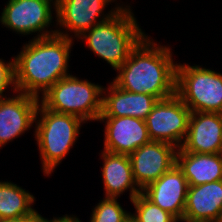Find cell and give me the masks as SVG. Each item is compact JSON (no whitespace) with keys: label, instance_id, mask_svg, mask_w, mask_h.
<instances>
[{"label":"cell","instance_id":"cell-9","mask_svg":"<svg viewBox=\"0 0 222 222\" xmlns=\"http://www.w3.org/2000/svg\"><path fill=\"white\" fill-rule=\"evenodd\" d=\"M115 0H56V24L66 28V33L57 29L56 34L67 38V30L79 38L85 31L90 30L96 24L108 20L121 7H115L104 15L105 7ZM103 12V14H102ZM102 15V16H101ZM102 17V18H101ZM100 18V19H99ZM99 19V21H98Z\"/></svg>","mask_w":222,"mask_h":222},{"label":"cell","instance_id":"cell-7","mask_svg":"<svg viewBox=\"0 0 222 222\" xmlns=\"http://www.w3.org/2000/svg\"><path fill=\"white\" fill-rule=\"evenodd\" d=\"M190 114V109L176 94L158 100L145 119L150 140L166 142L179 149L188 131Z\"/></svg>","mask_w":222,"mask_h":222},{"label":"cell","instance_id":"cell-4","mask_svg":"<svg viewBox=\"0 0 222 222\" xmlns=\"http://www.w3.org/2000/svg\"><path fill=\"white\" fill-rule=\"evenodd\" d=\"M35 121L34 133L43 173L49 176L69 153L78 139L81 124L85 122L75 115L49 110L42 103L38 106Z\"/></svg>","mask_w":222,"mask_h":222},{"label":"cell","instance_id":"cell-16","mask_svg":"<svg viewBox=\"0 0 222 222\" xmlns=\"http://www.w3.org/2000/svg\"><path fill=\"white\" fill-rule=\"evenodd\" d=\"M109 85L108 89L105 87L102 91V94L106 97L102 95V112L100 117L129 116L145 121L154 105L158 102V99L152 95L122 90L113 82Z\"/></svg>","mask_w":222,"mask_h":222},{"label":"cell","instance_id":"cell-11","mask_svg":"<svg viewBox=\"0 0 222 222\" xmlns=\"http://www.w3.org/2000/svg\"><path fill=\"white\" fill-rule=\"evenodd\" d=\"M0 99V148L28 131L34 124L40 98L15 92Z\"/></svg>","mask_w":222,"mask_h":222},{"label":"cell","instance_id":"cell-2","mask_svg":"<svg viewBox=\"0 0 222 222\" xmlns=\"http://www.w3.org/2000/svg\"><path fill=\"white\" fill-rule=\"evenodd\" d=\"M171 48L154 43L145 36L117 69L112 81L117 87L133 93L152 95L158 100L176 94V68Z\"/></svg>","mask_w":222,"mask_h":222},{"label":"cell","instance_id":"cell-19","mask_svg":"<svg viewBox=\"0 0 222 222\" xmlns=\"http://www.w3.org/2000/svg\"><path fill=\"white\" fill-rule=\"evenodd\" d=\"M35 197L13 182L0 181V219L39 217L32 208Z\"/></svg>","mask_w":222,"mask_h":222},{"label":"cell","instance_id":"cell-25","mask_svg":"<svg viewBox=\"0 0 222 222\" xmlns=\"http://www.w3.org/2000/svg\"><path fill=\"white\" fill-rule=\"evenodd\" d=\"M127 222H136L135 220H133L131 217L127 220Z\"/></svg>","mask_w":222,"mask_h":222},{"label":"cell","instance_id":"cell-23","mask_svg":"<svg viewBox=\"0 0 222 222\" xmlns=\"http://www.w3.org/2000/svg\"><path fill=\"white\" fill-rule=\"evenodd\" d=\"M37 222H81V220L75 217L74 215L73 216L64 215L63 217H55V218L53 217V219L48 220L42 217L40 214Z\"/></svg>","mask_w":222,"mask_h":222},{"label":"cell","instance_id":"cell-6","mask_svg":"<svg viewBox=\"0 0 222 222\" xmlns=\"http://www.w3.org/2000/svg\"><path fill=\"white\" fill-rule=\"evenodd\" d=\"M176 95L191 112L222 114V74L188 64H177Z\"/></svg>","mask_w":222,"mask_h":222},{"label":"cell","instance_id":"cell-17","mask_svg":"<svg viewBox=\"0 0 222 222\" xmlns=\"http://www.w3.org/2000/svg\"><path fill=\"white\" fill-rule=\"evenodd\" d=\"M103 168L102 178L105 197L118 198L123 192L130 189V201L142 190L136 184L129 155L115 154L102 151Z\"/></svg>","mask_w":222,"mask_h":222},{"label":"cell","instance_id":"cell-12","mask_svg":"<svg viewBox=\"0 0 222 222\" xmlns=\"http://www.w3.org/2000/svg\"><path fill=\"white\" fill-rule=\"evenodd\" d=\"M188 187L183 171L175 164L159 179L147 185L142 190V194L182 222Z\"/></svg>","mask_w":222,"mask_h":222},{"label":"cell","instance_id":"cell-18","mask_svg":"<svg viewBox=\"0 0 222 222\" xmlns=\"http://www.w3.org/2000/svg\"><path fill=\"white\" fill-rule=\"evenodd\" d=\"M176 164L189 186L222 180V153H190L177 150Z\"/></svg>","mask_w":222,"mask_h":222},{"label":"cell","instance_id":"cell-10","mask_svg":"<svg viewBox=\"0 0 222 222\" xmlns=\"http://www.w3.org/2000/svg\"><path fill=\"white\" fill-rule=\"evenodd\" d=\"M178 148L162 141H150L129 155L133 177L143 190L176 164Z\"/></svg>","mask_w":222,"mask_h":222},{"label":"cell","instance_id":"cell-22","mask_svg":"<svg viewBox=\"0 0 222 222\" xmlns=\"http://www.w3.org/2000/svg\"><path fill=\"white\" fill-rule=\"evenodd\" d=\"M12 87L15 93L14 85V59L6 63L3 59L0 58V99L5 98L3 95L8 87Z\"/></svg>","mask_w":222,"mask_h":222},{"label":"cell","instance_id":"cell-15","mask_svg":"<svg viewBox=\"0 0 222 222\" xmlns=\"http://www.w3.org/2000/svg\"><path fill=\"white\" fill-rule=\"evenodd\" d=\"M182 222H222V180L188 187Z\"/></svg>","mask_w":222,"mask_h":222},{"label":"cell","instance_id":"cell-20","mask_svg":"<svg viewBox=\"0 0 222 222\" xmlns=\"http://www.w3.org/2000/svg\"><path fill=\"white\" fill-rule=\"evenodd\" d=\"M131 202L136 210L130 217L136 222H179L175 216L153 204L142 193Z\"/></svg>","mask_w":222,"mask_h":222},{"label":"cell","instance_id":"cell-5","mask_svg":"<svg viewBox=\"0 0 222 222\" xmlns=\"http://www.w3.org/2000/svg\"><path fill=\"white\" fill-rule=\"evenodd\" d=\"M103 86L69 75L42 95L41 103L57 113L72 114L84 122L97 121L102 112Z\"/></svg>","mask_w":222,"mask_h":222},{"label":"cell","instance_id":"cell-3","mask_svg":"<svg viewBox=\"0 0 222 222\" xmlns=\"http://www.w3.org/2000/svg\"><path fill=\"white\" fill-rule=\"evenodd\" d=\"M144 33L130 6H121L108 20L85 31L79 39L85 40L94 54L117 70L146 36Z\"/></svg>","mask_w":222,"mask_h":222},{"label":"cell","instance_id":"cell-21","mask_svg":"<svg viewBox=\"0 0 222 222\" xmlns=\"http://www.w3.org/2000/svg\"><path fill=\"white\" fill-rule=\"evenodd\" d=\"M130 214L121 207L117 198L105 197L93 208L90 222H127Z\"/></svg>","mask_w":222,"mask_h":222},{"label":"cell","instance_id":"cell-8","mask_svg":"<svg viewBox=\"0 0 222 222\" xmlns=\"http://www.w3.org/2000/svg\"><path fill=\"white\" fill-rule=\"evenodd\" d=\"M51 4L56 11V0H8L0 23L21 35L38 32L34 38L54 35L57 30L48 31L53 20Z\"/></svg>","mask_w":222,"mask_h":222},{"label":"cell","instance_id":"cell-24","mask_svg":"<svg viewBox=\"0 0 222 222\" xmlns=\"http://www.w3.org/2000/svg\"><path fill=\"white\" fill-rule=\"evenodd\" d=\"M39 217H20L15 219H0V222H37Z\"/></svg>","mask_w":222,"mask_h":222},{"label":"cell","instance_id":"cell-1","mask_svg":"<svg viewBox=\"0 0 222 222\" xmlns=\"http://www.w3.org/2000/svg\"><path fill=\"white\" fill-rule=\"evenodd\" d=\"M73 38L59 34L33 38L14 57L15 92L40 98L68 72Z\"/></svg>","mask_w":222,"mask_h":222},{"label":"cell","instance_id":"cell-13","mask_svg":"<svg viewBox=\"0 0 222 222\" xmlns=\"http://www.w3.org/2000/svg\"><path fill=\"white\" fill-rule=\"evenodd\" d=\"M105 122L104 151L130 155L151 140L144 120L135 117H99Z\"/></svg>","mask_w":222,"mask_h":222},{"label":"cell","instance_id":"cell-14","mask_svg":"<svg viewBox=\"0 0 222 222\" xmlns=\"http://www.w3.org/2000/svg\"><path fill=\"white\" fill-rule=\"evenodd\" d=\"M178 150L190 153H222V114L191 112L186 137Z\"/></svg>","mask_w":222,"mask_h":222}]
</instances>
